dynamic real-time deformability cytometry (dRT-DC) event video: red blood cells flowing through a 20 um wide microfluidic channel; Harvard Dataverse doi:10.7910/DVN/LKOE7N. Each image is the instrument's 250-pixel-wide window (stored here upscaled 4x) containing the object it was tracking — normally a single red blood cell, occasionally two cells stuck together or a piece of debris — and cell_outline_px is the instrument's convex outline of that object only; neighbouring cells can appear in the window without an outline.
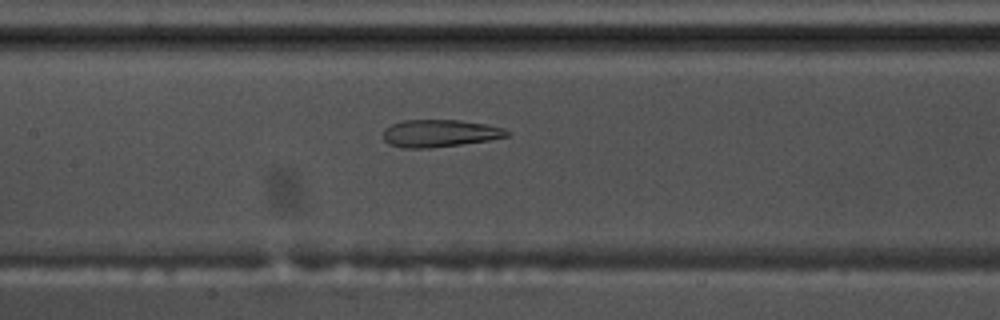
{"species": "common noctule bat (a hibernating species)", "species_latin": "Nyctalus noctula", "temperature_condition": "warm", "stored_images_in_passage": 42, "camera_frame_rate_fps": 3000, "um_per_image_px": 0.085, "animal": {"sex": "male", "body_mass_g": 17.5, "forearm_length_mm": 52.3}, "frame": {"image": 1, "passage_image": 13, "time_ms": 4.0, "image_size_px": [1000, 320], "cell_outline_px": [[512, 132], [508, 136], [488, 140], [432, 148], [404, 148], [388, 144], [384, 140], [384, 128], [392, 124], [404, 120], [460, 120], [488, 124], [504, 128]], "centroid_in_image_um": [37.39, 11.33], "position_along_channel_um": 170.0, "area_um2": 19.83}}
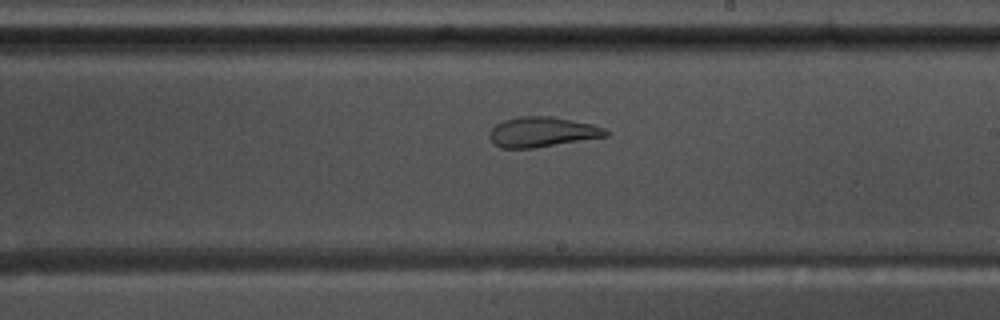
{"frame": {"image": 2, "passage_image": 19, "time_ms": 6.0, "image_size_px": [1000, 320], "cell_outline_px": [[608, 136], [532, 148], [500, 148], [488, 136], [492, 128], [496, 124], [504, 120], [516, 116], [552, 116], [592, 124], [604, 128], [608, 132]], "centroid_in_image_um": [46.07, 11.21], "position_along_channel_um": 242.9, "area_um2": 20.23}}
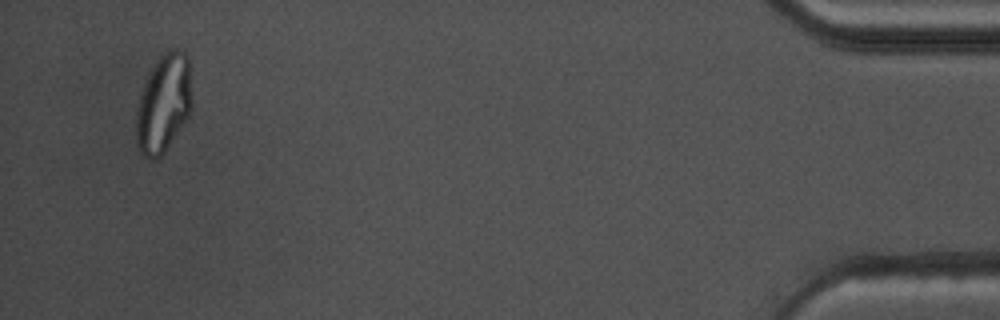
{"frame": {"image": 3, "passage_image": 40, "time_ms": 13.0, "image_size_px": [1000, 320], "cell_outline_px": [[192, 104], [188, 116], [164, 152], [156, 160], [148, 160], [140, 152], [136, 144], [136, 112], [140, 92], [156, 60], [168, 48], [176, 48], [184, 52], [188, 56], [192, 100]], "centroid_in_image_um": [13.89, 8.79], "position_along_channel_um": 421.3, "area_um2": 32.08}, "authors_computed_cell_mechanics": {"area_um2": 22.9177, "velocity_mm_per_s": 3.6606, "shape_relaxation_time_tau1_ms": null, "shape_relaxation_time_tau2_ms": 1.6912, "deformation_change_tau1": null, "deformation_change_tau2": 0.0952}}